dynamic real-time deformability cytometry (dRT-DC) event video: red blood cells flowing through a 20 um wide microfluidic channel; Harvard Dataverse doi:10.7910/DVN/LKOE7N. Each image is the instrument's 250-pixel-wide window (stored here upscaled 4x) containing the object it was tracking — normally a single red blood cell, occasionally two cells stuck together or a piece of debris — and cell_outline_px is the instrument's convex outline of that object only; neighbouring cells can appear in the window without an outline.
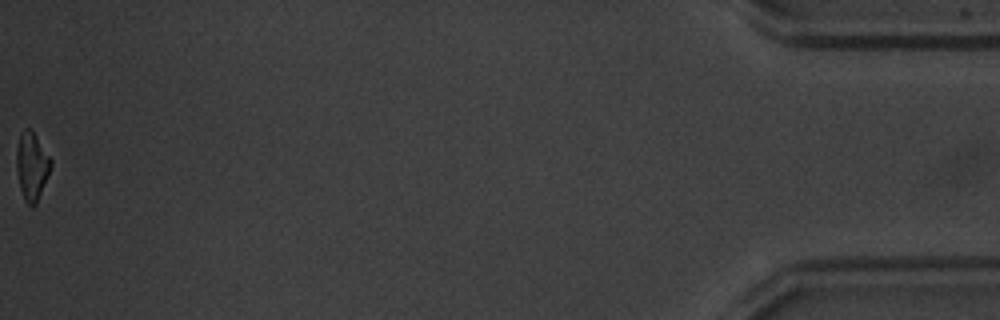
{"species": "common noctule bat (a hibernating species)", "species_latin": "Nyctalus noctula", "temperature_condition": "warm", "stored_images_in_passage": 38, "camera_frame_rate_fps": 3000, "um_per_image_px": 0.085, "animal": {"sex": "male", "body_mass_g": 20.1, "forearm_length_mm": 53.5}, "frame": {"image": 1, "passage_image": 38, "time_ms": 12.333, "image_size_px": [1000, 320], "cell_outline_px": [[52, 164], [36, 204], [28, 204], [24, 200], [20, 188], [16, 168], [16, 148], [20, 132], [24, 128], [32, 128], [52, 160]], "centroid_in_image_um": [2.69, 14.04], "position_along_channel_um": 432.5, "area_um2": 13.64}, "authors_computed_cell_mechanics": {"area_um2": 14.4211, "velocity_mm_per_s": 3.8174, "shape_relaxation_time_tau1_ms": 2.6949, "shape_relaxation_time_tau2_ms": 7.9832, "deformation_change_tau1": 0.1592, "deformation_change_tau2": 0.1711}}